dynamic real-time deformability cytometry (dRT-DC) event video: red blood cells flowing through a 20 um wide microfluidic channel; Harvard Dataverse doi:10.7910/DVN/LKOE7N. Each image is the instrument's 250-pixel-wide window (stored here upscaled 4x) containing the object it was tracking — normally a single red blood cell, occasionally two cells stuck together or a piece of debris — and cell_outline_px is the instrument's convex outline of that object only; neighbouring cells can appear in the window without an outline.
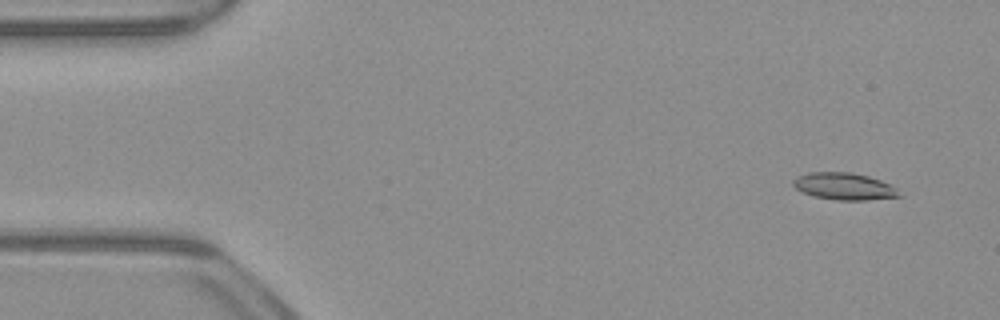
{"species": "common noctule bat (a hibernating species)", "species_latin": "Nyctalus noctula", "temperature_condition": "warm", "stored_images_in_passage": 52, "camera_frame_rate_fps": 3000, "um_per_image_px": 0.085, "animal": {"sex": "male", "body_mass_g": 23.1, "forearm_length_mm": 52.7}, "frame": {"image": 1, "passage_image": 4, "time_ms": 1.0, "image_size_px": [1000, 320], "cell_outline_px": [[904, 196], [864, 200], [836, 200], [812, 196], [796, 188], [792, 184], [792, 180], [796, 176], [808, 172], [852, 172], [868, 176], [892, 184]], "centroid_in_image_um": [71.76, 15.83], "position_along_channel_um": 13.2, "area_um2": 16.88}}
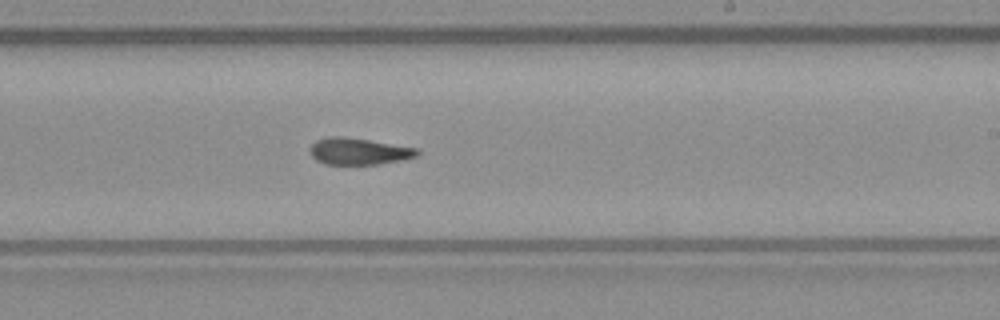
{"frame": {"image": 2, "passage_image": 31, "time_ms": 10.0, "image_size_px": [1000, 320], "cell_outline_px": [[420, 152], [416, 156], [400, 160], [376, 164], [324, 164], [316, 160], [312, 156], [308, 148], [316, 140], [328, 136], [344, 136], [420, 148]], "centroid_in_image_um": [30.47, 12.85], "position_along_channel_um": 258.5, "area_um2": 16.76}}
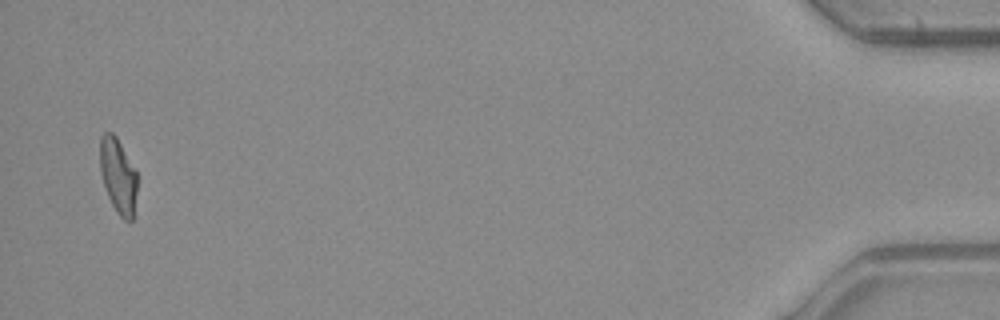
{"frame": {"image": 3, "passage_image": 51, "time_ms": 16.667, "image_size_px": [1000, 320], "cell_outline_px": [[136, 192], [132, 220], [124, 220], [120, 216], [112, 204], [108, 196], [100, 172], [100, 136], [104, 132], [112, 132], [116, 136], [136, 172]], "centroid_in_image_um": [10.01, 14.91], "position_along_channel_um": 425.2, "area_um2": 15.9}, "authors_computed_cell_mechanics": {"area_um2": 16.9932, "velocity_mm_per_s": 3.9625, "shape_relaxation_time_tau1_ms": 5.8357, "shape_relaxation_time_tau2_ms": 4.2435, "deformation_change_tau1": 0.2072, "deformation_change_tau2": 0.101}}